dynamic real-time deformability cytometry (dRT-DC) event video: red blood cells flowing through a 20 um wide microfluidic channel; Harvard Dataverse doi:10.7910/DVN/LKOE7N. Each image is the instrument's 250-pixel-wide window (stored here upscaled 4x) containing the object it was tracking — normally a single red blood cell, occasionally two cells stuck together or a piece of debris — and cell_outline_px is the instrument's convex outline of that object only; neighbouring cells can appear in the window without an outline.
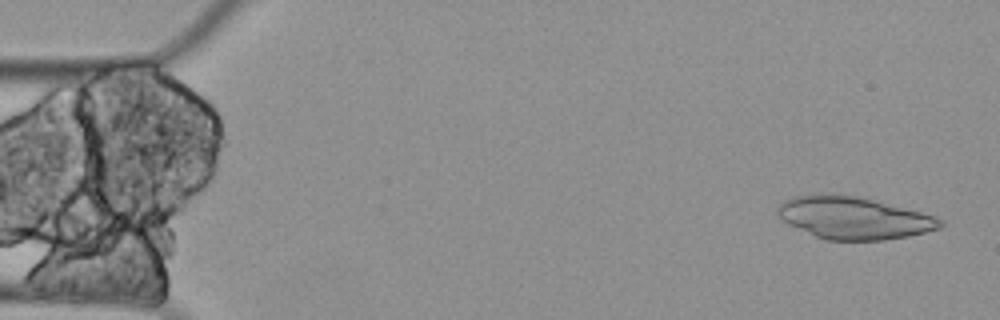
{"species": "Egyptian fruit bat (a non-hibernating species)", "species_latin": "Rousettus aegyptiacus", "temperature_condition": "cold", "stored_images_in_passage": 5, "camera_frame_rate_fps": 3000, "um_per_image_px": 0.085, "animal": {"sex": "female"}, "frame": {"image": 1, "passage_image": 1, "time_ms": 0.0, "image_size_px": [1000, 320], "cell_outline_px": [[944, 224], [940, 228], [908, 236], [884, 240], [828, 240], [816, 236], [788, 224], [780, 220], [776, 216], [776, 208], [784, 200], [792, 196], [816, 192], [832, 192], [856, 196], [936, 216], [944, 220]], "centroid_in_image_um": [72.49, 18.49], "position_along_channel_um": 12.5, "area_um2": 40.46}}
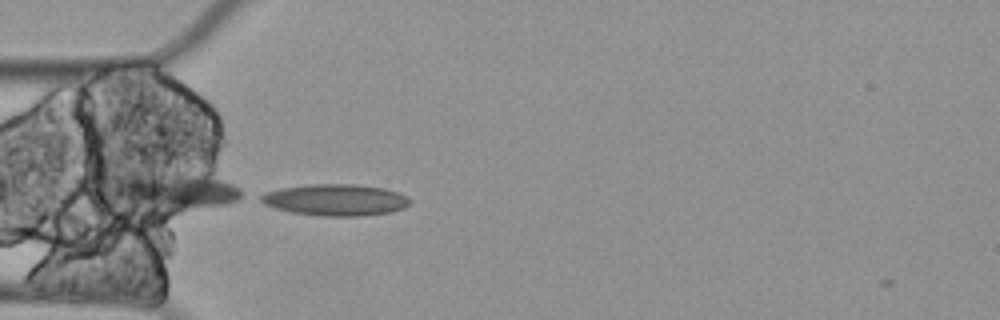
{"frame": {"image": 2, "passage_image": 5, "time_ms": 1.333, "image_size_px": [1000, 320], "cell_outline_px": [[412, 204], [404, 208], [392, 212], [360, 216], [320, 216], [292, 212], [276, 208], [264, 204], [256, 196], [264, 192], [280, 188], [312, 184], [356, 184], [384, 188], [408, 196], [412, 200]], "centroid_in_image_um": [28.53, 16.99], "position_along_channel_um": 56.5, "area_um2": 27.69}}